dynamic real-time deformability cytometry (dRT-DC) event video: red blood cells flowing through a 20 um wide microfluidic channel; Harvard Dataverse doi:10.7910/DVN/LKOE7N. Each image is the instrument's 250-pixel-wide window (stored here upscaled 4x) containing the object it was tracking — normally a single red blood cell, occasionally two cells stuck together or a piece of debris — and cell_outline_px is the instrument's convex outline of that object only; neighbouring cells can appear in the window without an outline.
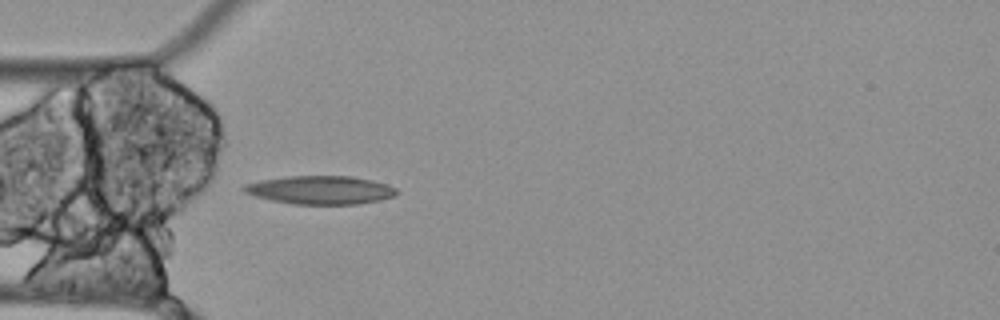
{"species": "Egyptian fruit bat (a non-hibernating species)", "species_latin": "Rousettus aegyptiacus", "temperature_condition": "cold", "stored_images_in_passage": 39, "camera_frame_rate_fps": 3000, "um_per_image_px": 0.085, "animal": {"sex": "female"}, "frame": {"image": 1, "passage_image": 2, "time_ms": 0.333, "image_size_px": [1000, 320], "cell_outline_px": [[396, 196], [380, 200], [356, 204], [292, 204], [272, 200], [256, 196], [244, 192], [240, 188], [244, 184], [264, 180], [288, 176], [352, 176], [384, 184], [396, 188]], "centroid_in_image_um": [27.21, 16.15], "position_along_channel_um": 57.8, "area_um2": 24.97}}
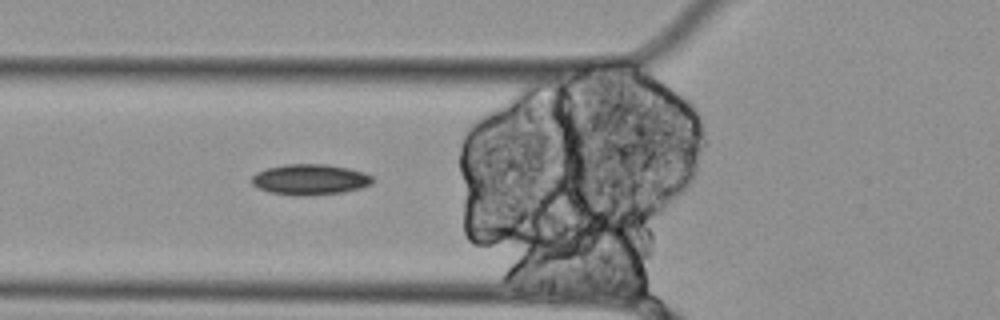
{"frame": {"image": 2, "passage_image": 5, "time_ms": 1.333, "image_size_px": [1000, 320], "cell_outline_px": [[376, 180], [372, 184], [360, 188], [344, 192], [308, 196], [292, 196], [268, 192], [256, 188], [248, 180], [256, 172], [268, 168], [284, 164], [328, 164], [348, 168], [364, 172], [372, 176]], "centroid_in_image_um": [26.33, 15.27], "position_along_channel_um": 99.5, "area_um2": 22.14}}
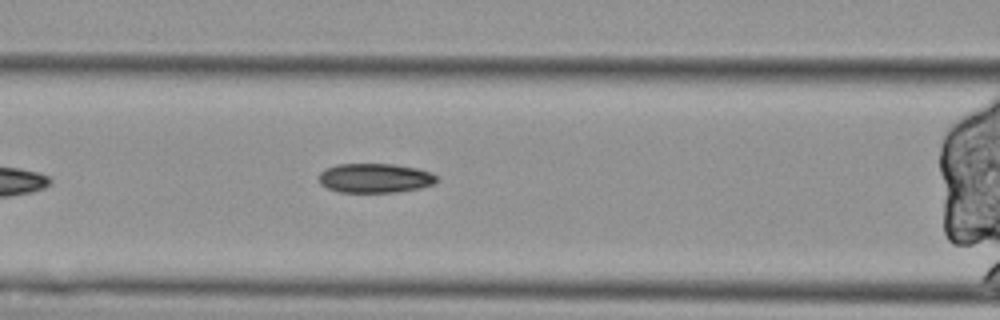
{"frame": {"image": 3, "passage_image": 8, "time_ms": 2.333, "image_size_px": [1000, 320], "cell_outline_px": [[436, 180], [432, 184], [420, 188], [396, 192], [340, 192], [328, 188], [320, 184], [320, 172], [324, 168], [336, 164], [392, 164], [416, 168], [432, 172], [436, 176]], "centroid_in_image_um": [31.85, 15.13], "position_along_channel_um": 134.8, "area_um2": 20.11}}